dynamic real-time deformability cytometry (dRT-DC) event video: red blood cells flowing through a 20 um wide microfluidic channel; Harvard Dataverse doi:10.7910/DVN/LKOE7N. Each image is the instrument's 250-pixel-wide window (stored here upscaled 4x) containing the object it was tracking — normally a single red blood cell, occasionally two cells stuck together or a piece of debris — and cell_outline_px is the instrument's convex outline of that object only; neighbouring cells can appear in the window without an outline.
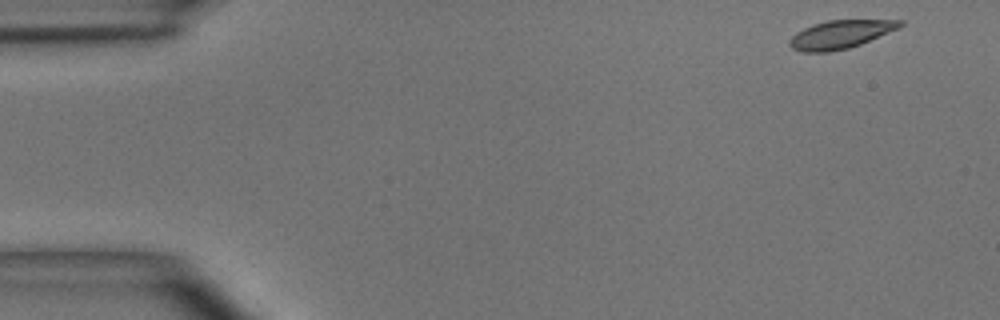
{"species": "common noctule bat (a hibernating species)", "species_latin": "Nyctalus noctula", "temperature_condition": "room temperature", "stored_images_in_passage": 47, "camera_frame_rate_fps": 3000, "um_per_image_px": 0.085, "animal": {"sex": "male", "body_mass_g": 15.6}, "frame": {"image": 1, "passage_image": 1, "time_ms": 0.0, "image_size_px": [1000, 320], "cell_outline_px": [[904, 24], [900, 28], [860, 44], [848, 48], [828, 52], [800, 52], [792, 48], [788, 44], [788, 40], [796, 32], [812, 24], [828, 20], [904, 20]], "centroid_in_image_um": [71.42, 2.92], "position_along_channel_um": 13.6, "area_um2": 18.26}}
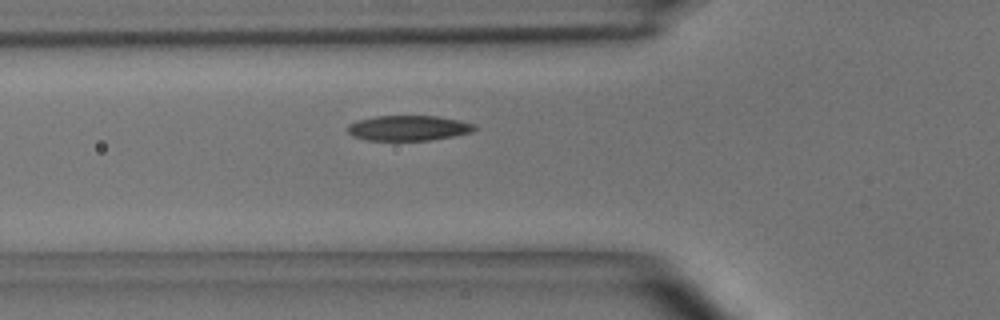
{"frame": {"image": 2, "passage_image": 15, "time_ms": 4.667, "image_size_px": [1000, 320], "cell_outline_px": [[480, 128], [472, 132], [452, 136], [428, 140], [368, 140], [352, 136], [348, 132], [348, 124], [356, 120], [376, 116], [436, 116], [460, 120], [476, 124]], "centroid_in_image_um": [34.75, 10.87], "position_along_channel_um": 91.1, "area_um2": 18.73}}
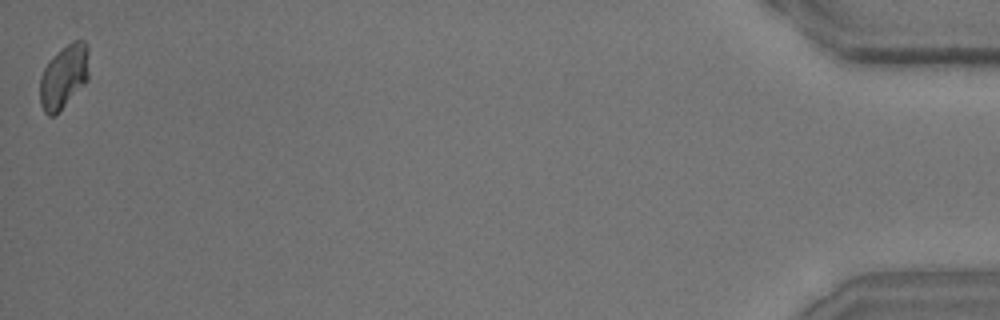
{"frame": {"image": 3, "passage_image": 47, "time_ms": 15.333, "image_size_px": [1000, 320], "cell_outline_px": [[88, 80], [56, 116], [48, 116], [44, 112], [40, 104], [40, 76], [44, 68], [52, 56], [56, 52], [72, 40], [84, 40], [88, 44]], "centroid_in_image_um": [5.42, 6.51], "position_along_channel_um": 429.8, "area_um2": 18.55}, "authors_computed_cell_mechanics": {"area_um2": 18.6116, "velocity_mm_per_s": 4.0393, "shape_relaxation_time_tau1_ms": 4.0599, "shape_relaxation_time_tau2_ms": 3.1583, "deformation_change_tau1": 0.132, "deformation_change_tau2": 0.0778}}